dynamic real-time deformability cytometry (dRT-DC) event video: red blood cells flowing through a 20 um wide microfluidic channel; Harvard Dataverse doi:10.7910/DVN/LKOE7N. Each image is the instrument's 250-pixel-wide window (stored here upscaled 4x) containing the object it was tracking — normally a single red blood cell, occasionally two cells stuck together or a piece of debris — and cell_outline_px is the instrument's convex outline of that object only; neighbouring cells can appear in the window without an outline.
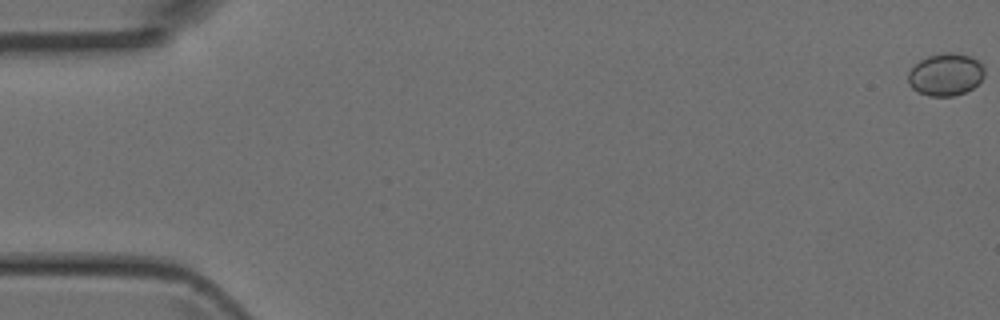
{"species": "Egyptian fruit bat (a non-hibernating species)", "species_latin": "Rousettus aegyptiacus", "temperature_condition": "room temperature", "stored_images_in_passage": 48, "camera_frame_rate_fps": 3000, "um_per_image_px": 0.085, "animal": {"sex": "female"}, "frame": {"image": 1, "passage_image": 1, "time_ms": 0.0, "image_size_px": [1000, 320], "cell_outline_px": [[984, 76], [972, 88], [964, 92], [952, 96], [928, 96], [912, 88], [908, 84], [908, 72], [920, 60], [928, 56], [944, 52], [956, 52], [972, 56], [984, 68]], "centroid_in_image_um": [80.37, 6.32], "position_along_channel_um": 4.6, "area_um2": 18.79}}
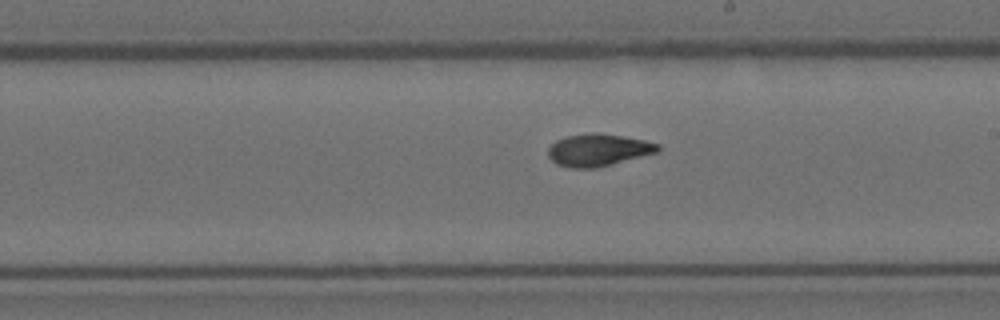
{"frame": {"image": 2, "passage_image": 28, "time_ms": 9.0, "image_size_px": [1000, 320], "cell_outline_px": [[660, 148], [656, 152], [612, 164], [596, 168], [568, 168], [556, 164], [548, 156], [548, 148], [556, 140], [568, 136], [592, 132], [620, 136], [644, 140], [660, 144]], "centroid_in_image_um": [50.81, 12.76], "position_along_channel_um": 238.2, "area_um2": 20.4}}
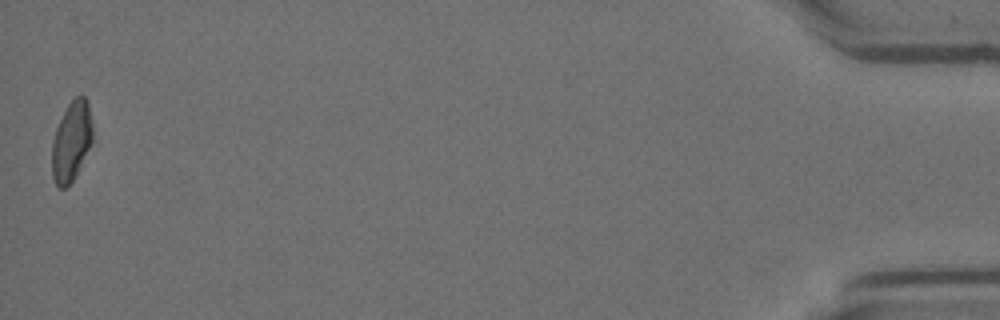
{"frame": {"image": 3, "passage_image": 48, "time_ms": 15.667, "image_size_px": [1000, 320], "cell_outline_px": [[96, 140], [76, 176], [68, 188], [56, 188], [52, 176], [52, 140], [56, 128], [68, 104], [76, 96], [84, 96], [88, 100]], "centroid_in_image_um": [6.13, 12.06], "position_along_channel_um": 429.1, "area_um2": 19.88}}